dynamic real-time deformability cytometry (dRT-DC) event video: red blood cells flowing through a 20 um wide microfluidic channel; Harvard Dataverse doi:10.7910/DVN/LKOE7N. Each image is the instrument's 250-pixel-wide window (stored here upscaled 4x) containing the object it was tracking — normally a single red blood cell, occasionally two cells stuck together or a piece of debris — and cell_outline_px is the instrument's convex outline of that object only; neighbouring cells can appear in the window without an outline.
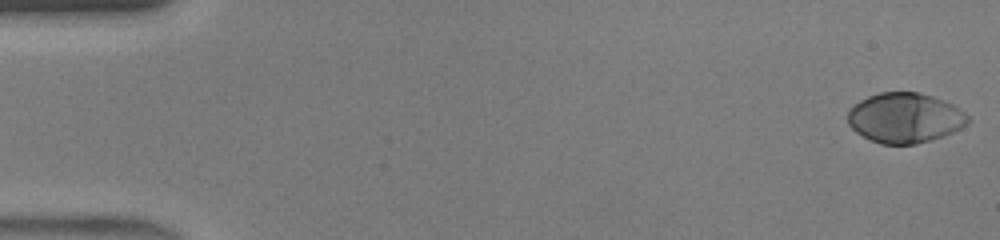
{"species": "human", "species_latin": "Homo sapiens", "temperature_condition": "warm", "stored_images_in_passage": 46, "camera_frame_rate_fps": 3000, "um_per_image_px": 0.085, "donor": {"sex": "male"}, "frame": {"image": 1, "passage_image": 1, "time_ms": 0.0, "image_size_px": [1000, 240], "cell_outline_px": [[968, 124], [952, 132], [916, 144], [880, 144], [856, 132], [848, 124], [848, 108], [860, 100], [868, 96], [880, 92], [920, 92], [932, 96], [952, 104], [960, 108], [968, 116]], "centroid_in_image_um": [76.89, 10.0], "position_along_channel_um": 8.1, "area_um2": 34.85}}
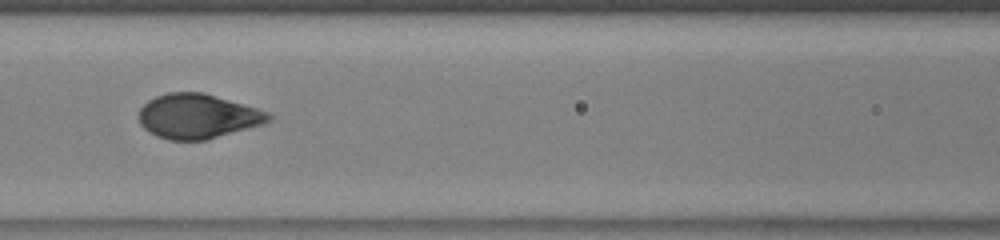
{"frame": {"image": 2, "passage_image": 21, "time_ms": 6.667, "image_size_px": [1000, 240], "cell_outline_px": [[272, 120], [264, 124], [204, 140], [168, 140], [156, 136], [144, 128], [140, 124], [140, 108], [148, 100], [156, 96], [168, 92], [204, 92], [256, 108], [268, 112], [272, 116]], "centroid_in_image_um": [16.8, 9.88], "position_along_channel_um": 149.8, "area_um2": 33.58}}
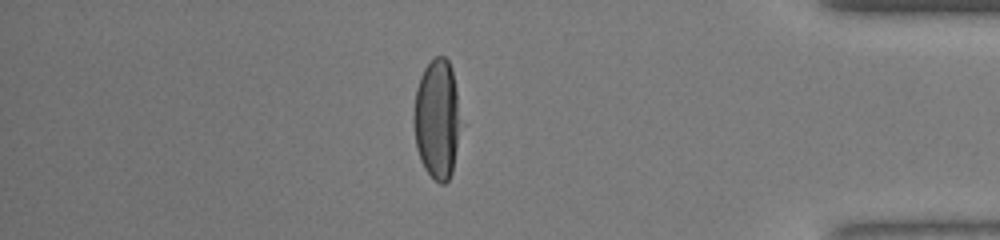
{"frame": {"image": 3, "passage_image": 40, "time_ms": 13.0, "image_size_px": [1000, 240], "cell_outline_px": [[456, 144], [452, 172], [448, 180], [444, 184], [440, 184], [424, 168], [420, 160], [416, 148], [412, 120], [412, 116], [416, 88], [420, 76], [424, 68], [436, 56], [444, 56], [448, 60], [452, 68], [456, 92]], "centroid_in_image_um": [37.06, 10.1], "position_along_channel_um": 398.1, "area_um2": 31.79}, "authors_computed_cell_mechanics": {"area_um2": 34.6511, "velocity_mm_per_s": 4.4529, "shape_relaxation_time_tau1_ms": 3.0225, "shape_relaxation_time_tau2_ms": null, "deformation_change_tau1": 0.2143, "deformation_change_tau2": null}}